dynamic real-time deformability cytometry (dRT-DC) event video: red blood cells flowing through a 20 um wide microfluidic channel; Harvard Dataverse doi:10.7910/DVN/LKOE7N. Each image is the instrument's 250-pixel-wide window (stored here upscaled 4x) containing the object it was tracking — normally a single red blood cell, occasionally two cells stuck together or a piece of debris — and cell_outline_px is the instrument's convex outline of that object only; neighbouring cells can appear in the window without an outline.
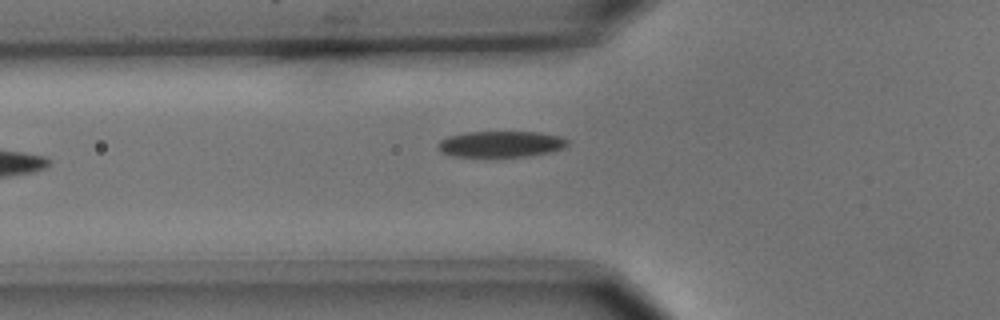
{"species": "common noctule bat (a hibernating species)", "species_latin": "Nyctalus noctula", "temperature_condition": "cold", "stored_images_in_passage": 5, "camera_frame_rate_fps": 3000, "um_per_image_px": 0.085, "animal": {"sex": "male", "body_mass_g": 15.6}, "frame": {"image": 1, "passage_image": 5, "time_ms": 1.333, "image_size_px": [1000, 320], "cell_outline_px": [[568, 144], [552, 152], [528, 156], [452, 156], [440, 152], [436, 148], [436, 144], [440, 140], [448, 136], [464, 132], [540, 132], [560, 136], [568, 140]], "centroid_in_image_um": [42.52, 12.24], "position_along_channel_um": 83.3, "area_um2": 19.77}}